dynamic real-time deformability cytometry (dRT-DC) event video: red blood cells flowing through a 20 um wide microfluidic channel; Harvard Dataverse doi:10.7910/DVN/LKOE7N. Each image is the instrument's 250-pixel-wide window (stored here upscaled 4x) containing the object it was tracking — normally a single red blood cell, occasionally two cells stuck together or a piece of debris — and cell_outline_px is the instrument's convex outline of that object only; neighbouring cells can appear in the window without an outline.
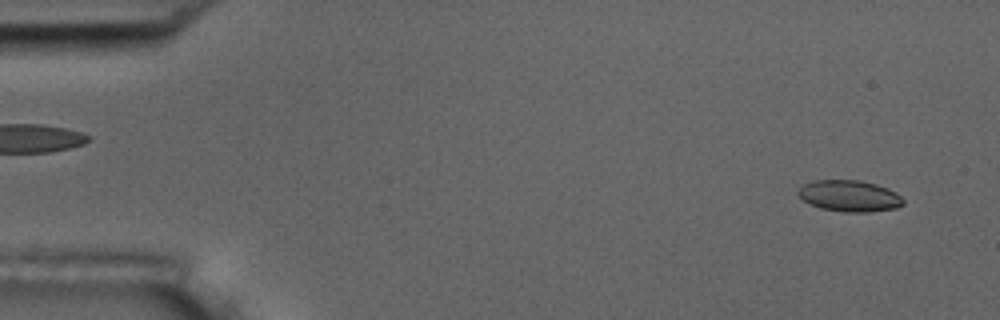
{"species": "common noctule bat (a hibernating species)", "species_latin": "Nyctalus noctula", "temperature_condition": "room temperature", "stored_images_in_passage": 8, "camera_frame_rate_fps": 3000, "um_per_image_px": 0.085, "animal": {"sex": "male", "body_mass_g": 17.5, "forearm_length_mm": 52.3}, "frame": {"image": 1, "passage_image": 1, "time_ms": 0.0, "image_size_px": [1000, 320], "cell_outline_px": [[904, 204], [896, 208], [868, 212], [844, 212], [820, 208], [808, 204], [796, 192], [804, 184], [812, 180], [860, 180], [876, 184], [888, 188], [896, 192], [904, 200]], "centroid_in_image_um": [72.2, 16.65], "position_along_channel_um": 12.8, "area_um2": 19.31}}
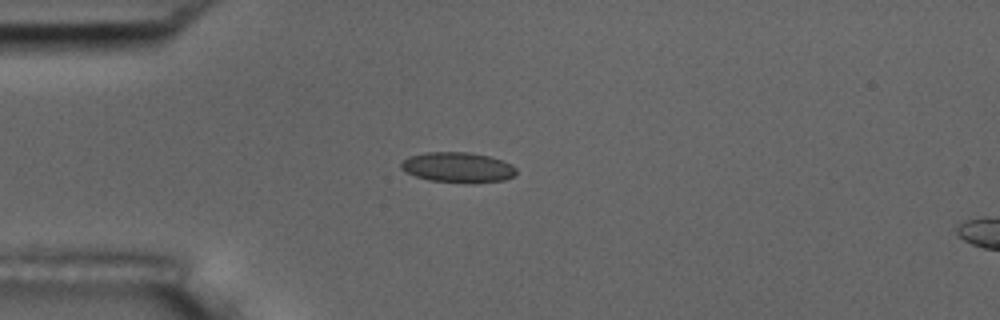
{"frame": {"image": 2, "passage_image": 4, "time_ms": 3.667, "image_size_px": [1000, 320], "cell_outline_px": [[516, 172], [512, 176], [504, 180], [428, 180], [416, 176], [400, 168], [400, 164], [408, 156], [424, 152], [468, 152], [488, 156], [504, 160], [512, 164], [516, 168]], "centroid_in_image_um": [38.88, 14.16], "position_along_channel_um": 46.1, "area_um2": 19.42}}
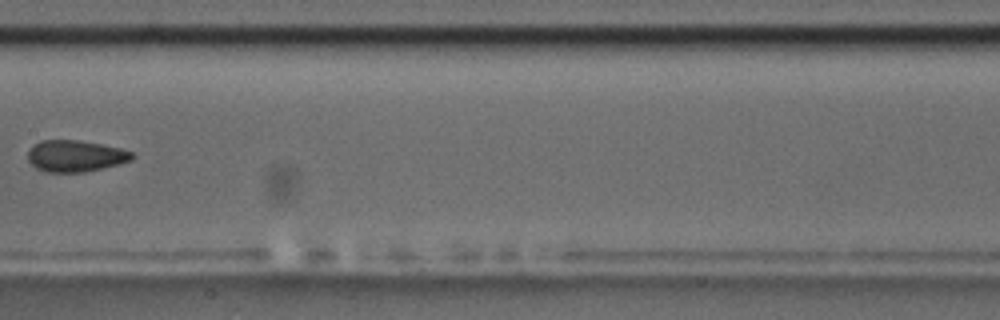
{"frame": {"image": 3, "passage_image": 8, "time_ms": 8.333, "image_size_px": [1000, 320], "cell_outline_px": [[132, 160], [84, 172], [48, 172], [36, 168], [28, 160], [28, 152], [32, 144], [40, 140], [76, 140], [100, 144], [120, 148], [132, 152]], "centroid_in_image_um": [6.35, 13.25], "position_along_channel_um": 201.0, "area_um2": 18.9}}